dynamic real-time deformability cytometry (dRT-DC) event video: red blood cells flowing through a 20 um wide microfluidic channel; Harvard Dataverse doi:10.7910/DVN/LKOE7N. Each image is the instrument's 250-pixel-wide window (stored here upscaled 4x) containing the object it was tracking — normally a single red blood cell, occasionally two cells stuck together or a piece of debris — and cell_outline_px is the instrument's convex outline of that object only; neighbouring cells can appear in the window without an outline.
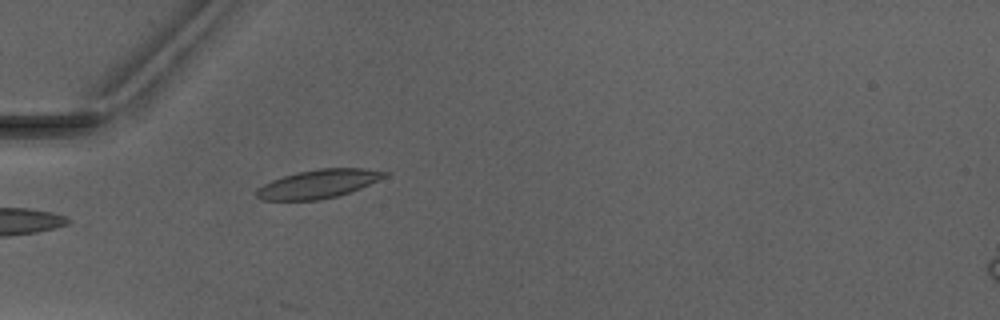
{"species": "Egyptian fruit bat (a non-hibernating species)", "species_latin": "Rousettus aegyptiacus", "temperature_condition": "warm", "stored_images_in_passage": 4, "camera_frame_rate_fps": 3000, "um_per_image_px": 0.085, "animal": {"sex": "male"}, "frame": {"image": 1, "passage_image": 4, "time_ms": 4.0, "image_size_px": [1000, 320], "cell_outline_px": [[392, 172], [388, 176], [360, 188], [336, 196], [320, 200], [264, 200], [256, 196], [256, 192], [264, 184], [272, 180], [296, 172], [320, 168], [364, 168]], "centroid_in_image_um": [27.11, 15.61], "position_along_channel_um": 57.9, "area_um2": 21.21}}